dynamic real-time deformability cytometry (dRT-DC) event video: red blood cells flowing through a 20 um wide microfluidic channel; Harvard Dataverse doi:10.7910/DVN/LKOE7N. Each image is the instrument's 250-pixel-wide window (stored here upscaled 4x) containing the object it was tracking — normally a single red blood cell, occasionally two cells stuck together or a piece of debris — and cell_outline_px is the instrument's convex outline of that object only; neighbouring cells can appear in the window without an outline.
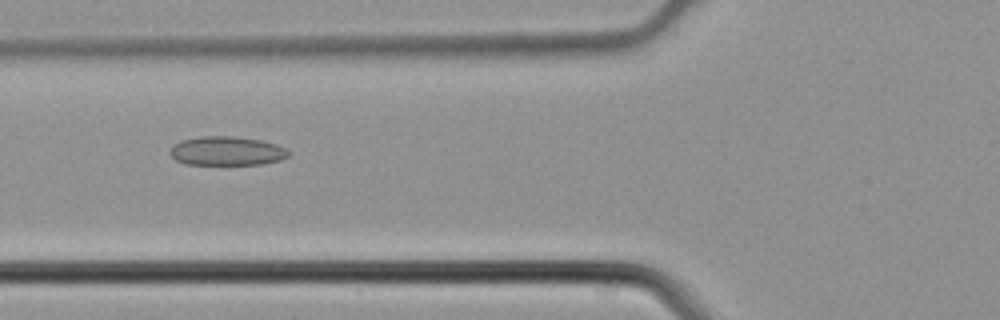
{"species": "common noctule bat (a hibernating species)", "species_latin": "Nyctalus noctula", "temperature_condition": "cold", "stored_images_in_passage": 2, "camera_frame_rate_fps": 3000, "um_per_image_px": 0.085, "animal": {"sex": "male", "body_mass_g": 21.5, "forearm_length_mm": 52.0}, "frame": {"image": 1, "passage_image": 2, "time_ms": 0.333, "image_size_px": [1000, 320], "cell_outline_px": [[292, 152], [288, 156], [280, 160], [264, 164], [184, 164], [176, 160], [168, 152], [172, 144], [184, 140], [200, 136], [232, 136], [260, 140], [276, 144], [288, 148]], "centroid_in_image_um": [19.29, 12.83], "position_along_channel_um": 106.5, "area_um2": 20.17}}